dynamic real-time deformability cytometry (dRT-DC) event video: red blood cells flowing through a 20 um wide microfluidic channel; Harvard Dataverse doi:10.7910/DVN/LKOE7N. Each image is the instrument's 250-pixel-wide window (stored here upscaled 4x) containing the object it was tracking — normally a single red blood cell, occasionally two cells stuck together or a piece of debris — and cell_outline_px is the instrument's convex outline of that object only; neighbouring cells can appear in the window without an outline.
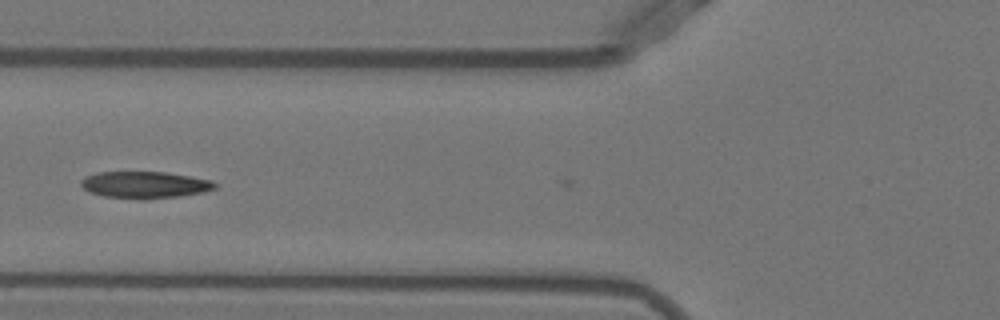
{"species": "Egyptian fruit bat (a non-hibernating species)", "species_latin": "Rousettus aegyptiacus", "temperature_condition": "warm", "stored_images_in_passage": 4, "camera_frame_rate_fps": 3000, "um_per_image_px": 0.085, "animal": {"sex": "female"}, "frame": {"image": 1, "passage_image": 2, "time_ms": 0.333, "image_size_px": [1000, 320], "cell_outline_px": [[216, 188], [204, 192], [180, 196], [144, 200], [104, 196], [88, 192], [80, 184], [80, 180], [84, 176], [96, 172], [164, 172], [212, 180], [216, 184]], "centroid_in_image_um": [12.27, 15.72], "position_along_channel_um": 113.5, "area_um2": 21.1}}